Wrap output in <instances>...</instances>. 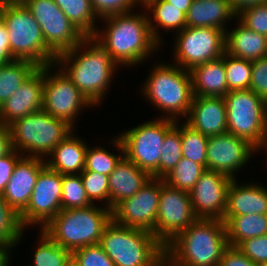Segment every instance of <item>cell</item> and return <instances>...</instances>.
<instances>
[{
	"label": "cell",
	"mask_w": 267,
	"mask_h": 266,
	"mask_svg": "<svg viewBox=\"0 0 267 266\" xmlns=\"http://www.w3.org/2000/svg\"><path fill=\"white\" fill-rule=\"evenodd\" d=\"M9 128L13 149L19 153L23 151L21 154L26 157L44 159L73 131L64 120L57 119L44 110L15 120Z\"/></svg>",
	"instance_id": "ba28073f"
},
{
	"label": "cell",
	"mask_w": 267,
	"mask_h": 266,
	"mask_svg": "<svg viewBox=\"0 0 267 266\" xmlns=\"http://www.w3.org/2000/svg\"><path fill=\"white\" fill-rule=\"evenodd\" d=\"M186 123L210 137L227 132L224 97L194 96Z\"/></svg>",
	"instance_id": "44dd1931"
},
{
	"label": "cell",
	"mask_w": 267,
	"mask_h": 266,
	"mask_svg": "<svg viewBox=\"0 0 267 266\" xmlns=\"http://www.w3.org/2000/svg\"><path fill=\"white\" fill-rule=\"evenodd\" d=\"M67 18L85 35L93 36L96 16L90 0H53Z\"/></svg>",
	"instance_id": "4dcf8cb0"
},
{
	"label": "cell",
	"mask_w": 267,
	"mask_h": 266,
	"mask_svg": "<svg viewBox=\"0 0 267 266\" xmlns=\"http://www.w3.org/2000/svg\"><path fill=\"white\" fill-rule=\"evenodd\" d=\"M24 228L19 215L4 201L0 194V243L9 246L19 244Z\"/></svg>",
	"instance_id": "f35d334b"
},
{
	"label": "cell",
	"mask_w": 267,
	"mask_h": 266,
	"mask_svg": "<svg viewBox=\"0 0 267 266\" xmlns=\"http://www.w3.org/2000/svg\"><path fill=\"white\" fill-rule=\"evenodd\" d=\"M12 246L0 243V266H9Z\"/></svg>",
	"instance_id": "816d5d0a"
},
{
	"label": "cell",
	"mask_w": 267,
	"mask_h": 266,
	"mask_svg": "<svg viewBox=\"0 0 267 266\" xmlns=\"http://www.w3.org/2000/svg\"><path fill=\"white\" fill-rule=\"evenodd\" d=\"M237 248L255 264L267 262V234L246 239Z\"/></svg>",
	"instance_id": "ee69618b"
},
{
	"label": "cell",
	"mask_w": 267,
	"mask_h": 266,
	"mask_svg": "<svg viewBox=\"0 0 267 266\" xmlns=\"http://www.w3.org/2000/svg\"><path fill=\"white\" fill-rule=\"evenodd\" d=\"M194 96L224 97L228 92L224 54L190 70Z\"/></svg>",
	"instance_id": "484cf974"
},
{
	"label": "cell",
	"mask_w": 267,
	"mask_h": 266,
	"mask_svg": "<svg viewBox=\"0 0 267 266\" xmlns=\"http://www.w3.org/2000/svg\"><path fill=\"white\" fill-rule=\"evenodd\" d=\"M62 174L45 165L39 172L30 201L19 215L22 227L43 229L61 210Z\"/></svg>",
	"instance_id": "9a60e30c"
},
{
	"label": "cell",
	"mask_w": 267,
	"mask_h": 266,
	"mask_svg": "<svg viewBox=\"0 0 267 266\" xmlns=\"http://www.w3.org/2000/svg\"><path fill=\"white\" fill-rule=\"evenodd\" d=\"M151 70L141 89L146 100L167 114L162 118L177 121L185 116L186 119L194 97L190 71L175 63L163 62H158Z\"/></svg>",
	"instance_id": "5b68a950"
},
{
	"label": "cell",
	"mask_w": 267,
	"mask_h": 266,
	"mask_svg": "<svg viewBox=\"0 0 267 266\" xmlns=\"http://www.w3.org/2000/svg\"><path fill=\"white\" fill-rule=\"evenodd\" d=\"M45 165L43 158L26 156L15 165L2 197L18 215L26 209L39 172Z\"/></svg>",
	"instance_id": "ffe728a7"
},
{
	"label": "cell",
	"mask_w": 267,
	"mask_h": 266,
	"mask_svg": "<svg viewBox=\"0 0 267 266\" xmlns=\"http://www.w3.org/2000/svg\"><path fill=\"white\" fill-rule=\"evenodd\" d=\"M25 6L40 25L45 43L56 55L74 48L85 37L53 0H29Z\"/></svg>",
	"instance_id": "4fadbf2b"
},
{
	"label": "cell",
	"mask_w": 267,
	"mask_h": 266,
	"mask_svg": "<svg viewBox=\"0 0 267 266\" xmlns=\"http://www.w3.org/2000/svg\"><path fill=\"white\" fill-rule=\"evenodd\" d=\"M232 179L227 191V207L223 216L226 224L233 216L248 214L267 215V188L262 184H237Z\"/></svg>",
	"instance_id": "7402d4cb"
},
{
	"label": "cell",
	"mask_w": 267,
	"mask_h": 266,
	"mask_svg": "<svg viewBox=\"0 0 267 266\" xmlns=\"http://www.w3.org/2000/svg\"><path fill=\"white\" fill-rule=\"evenodd\" d=\"M218 266H257V264L245 256L237 247L229 246L223 252Z\"/></svg>",
	"instance_id": "7dc6e473"
},
{
	"label": "cell",
	"mask_w": 267,
	"mask_h": 266,
	"mask_svg": "<svg viewBox=\"0 0 267 266\" xmlns=\"http://www.w3.org/2000/svg\"><path fill=\"white\" fill-rule=\"evenodd\" d=\"M23 157L21 153H18L13 149L9 154L0 158V194L5 191L7 183L9 182L15 165Z\"/></svg>",
	"instance_id": "bcb514c9"
},
{
	"label": "cell",
	"mask_w": 267,
	"mask_h": 266,
	"mask_svg": "<svg viewBox=\"0 0 267 266\" xmlns=\"http://www.w3.org/2000/svg\"><path fill=\"white\" fill-rule=\"evenodd\" d=\"M72 131L47 156L46 165L62 175L80 174L85 167V155L88 145ZM49 157V158H48ZM51 158V159H50Z\"/></svg>",
	"instance_id": "cb8c5ba5"
},
{
	"label": "cell",
	"mask_w": 267,
	"mask_h": 266,
	"mask_svg": "<svg viewBox=\"0 0 267 266\" xmlns=\"http://www.w3.org/2000/svg\"><path fill=\"white\" fill-rule=\"evenodd\" d=\"M225 73L228 90L250 89L252 61L224 53Z\"/></svg>",
	"instance_id": "d590c367"
},
{
	"label": "cell",
	"mask_w": 267,
	"mask_h": 266,
	"mask_svg": "<svg viewBox=\"0 0 267 266\" xmlns=\"http://www.w3.org/2000/svg\"><path fill=\"white\" fill-rule=\"evenodd\" d=\"M175 34L174 63L185 70L218 59L226 52V31L222 29L186 26Z\"/></svg>",
	"instance_id": "8fae6325"
},
{
	"label": "cell",
	"mask_w": 267,
	"mask_h": 266,
	"mask_svg": "<svg viewBox=\"0 0 267 266\" xmlns=\"http://www.w3.org/2000/svg\"><path fill=\"white\" fill-rule=\"evenodd\" d=\"M152 177L123 156L109 175V209L132 197Z\"/></svg>",
	"instance_id": "603a6c76"
},
{
	"label": "cell",
	"mask_w": 267,
	"mask_h": 266,
	"mask_svg": "<svg viewBox=\"0 0 267 266\" xmlns=\"http://www.w3.org/2000/svg\"><path fill=\"white\" fill-rule=\"evenodd\" d=\"M29 0H0V8L6 6L26 5Z\"/></svg>",
	"instance_id": "db71d44e"
},
{
	"label": "cell",
	"mask_w": 267,
	"mask_h": 266,
	"mask_svg": "<svg viewBox=\"0 0 267 266\" xmlns=\"http://www.w3.org/2000/svg\"><path fill=\"white\" fill-rule=\"evenodd\" d=\"M224 100L227 132L267 152V102L250 89L231 90Z\"/></svg>",
	"instance_id": "9c48e42d"
},
{
	"label": "cell",
	"mask_w": 267,
	"mask_h": 266,
	"mask_svg": "<svg viewBox=\"0 0 267 266\" xmlns=\"http://www.w3.org/2000/svg\"><path fill=\"white\" fill-rule=\"evenodd\" d=\"M234 17L236 19L237 15L229 0H193L186 15V26L213 27L227 31L226 21Z\"/></svg>",
	"instance_id": "d4e9b609"
},
{
	"label": "cell",
	"mask_w": 267,
	"mask_h": 266,
	"mask_svg": "<svg viewBox=\"0 0 267 266\" xmlns=\"http://www.w3.org/2000/svg\"><path fill=\"white\" fill-rule=\"evenodd\" d=\"M205 170L202 164L182 157L162 179L170 187L190 192Z\"/></svg>",
	"instance_id": "d6a6232c"
},
{
	"label": "cell",
	"mask_w": 267,
	"mask_h": 266,
	"mask_svg": "<svg viewBox=\"0 0 267 266\" xmlns=\"http://www.w3.org/2000/svg\"><path fill=\"white\" fill-rule=\"evenodd\" d=\"M92 8L98 18L114 14L129 13L137 4H141L142 0H90Z\"/></svg>",
	"instance_id": "7bdbcfd3"
},
{
	"label": "cell",
	"mask_w": 267,
	"mask_h": 266,
	"mask_svg": "<svg viewBox=\"0 0 267 266\" xmlns=\"http://www.w3.org/2000/svg\"><path fill=\"white\" fill-rule=\"evenodd\" d=\"M258 151L246 139L229 132L210 136L207 143V169L236 179L237 171L245 167L253 153Z\"/></svg>",
	"instance_id": "e0dca14e"
},
{
	"label": "cell",
	"mask_w": 267,
	"mask_h": 266,
	"mask_svg": "<svg viewBox=\"0 0 267 266\" xmlns=\"http://www.w3.org/2000/svg\"><path fill=\"white\" fill-rule=\"evenodd\" d=\"M113 139V146L117 147V151H121L119 155L110 153L104 147L96 146L94 148L87 147L85 155V167L86 171H94L100 174L110 175V173L115 169V166L124 156V149L122 142L118 136Z\"/></svg>",
	"instance_id": "1f68e13d"
},
{
	"label": "cell",
	"mask_w": 267,
	"mask_h": 266,
	"mask_svg": "<svg viewBox=\"0 0 267 266\" xmlns=\"http://www.w3.org/2000/svg\"><path fill=\"white\" fill-rule=\"evenodd\" d=\"M266 2L267 0H229L230 6L236 15L248 7L256 6Z\"/></svg>",
	"instance_id": "f907efd6"
},
{
	"label": "cell",
	"mask_w": 267,
	"mask_h": 266,
	"mask_svg": "<svg viewBox=\"0 0 267 266\" xmlns=\"http://www.w3.org/2000/svg\"><path fill=\"white\" fill-rule=\"evenodd\" d=\"M38 68L28 60H14L0 66V106Z\"/></svg>",
	"instance_id": "f546056e"
},
{
	"label": "cell",
	"mask_w": 267,
	"mask_h": 266,
	"mask_svg": "<svg viewBox=\"0 0 267 266\" xmlns=\"http://www.w3.org/2000/svg\"><path fill=\"white\" fill-rule=\"evenodd\" d=\"M180 126L182 157L202 164L207 169V136L192 128L186 122Z\"/></svg>",
	"instance_id": "e575fe53"
},
{
	"label": "cell",
	"mask_w": 267,
	"mask_h": 266,
	"mask_svg": "<svg viewBox=\"0 0 267 266\" xmlns=\"http://www.w3.org/2000/svg\"><path fill=\"white\" fill-rule=\"evenodd\" d=\"M54 67L60 68L93 106L101 104L119 68L93 36H85L77 46L58 54Z\"/></svg>",
	"instance_id": "6da1fadb"
},
{
	"label": "cell",
	"mask_w": 267,
	"mask_h": 266,
	"mask_svg": "<svg viewBox=\"0 0 267 266\" xmlns=\"http://www.w3.org/2000/svg\"><path fill=\"white\" fill-rule=\"evenodd\" d=\"M32 266H66L72 252L55 243L43 230H40Z\"/></svg>",
	"instance_id": "836d02e7"
},
{
	"label": "cell",
	"mask_w": 267,
	"mask_h": 266,
	"mask_svg": "<svg viewBox=\"0 0 267 266\" xmlns=\"http://www.w3.org/2000/svg\"><path fill=\"white\" fill-rule=\"evenodd\" d=\"M99 244L115 266L165 265V246L146 230L122 226L111 220Z\"/></svg>",
	"instance_id": "277c9868"
},
{
	"label": "cell",
	"mask_w": 267,
	"mask_h": 266,
	"mask_svg": "<svg viewBox=\"0 0 267 266\" xmlns=\"http://www.w3.org/2000/svg\"><path fill=\"white\" fill-rule=\"evenodd\" d=\"M229 247L221 219L197 218L165 246L167 266H218Z\"/></svg>",
	"instance_id": "3957f363"
},
{
	"label": "cell",
	"mask_w": 267,
	"mask_h": 266,
	"mask_svg": "<svg viewBox=\"0 0 267 266\" xmlns=\"http://www.w3.org/2000/svg\"><path fill=\"white\" fill-rule=\"evenodd\" d=\"M92 204L87 197L80 174L62 175V210L85 208Z\"/></svg>",
	"instance_id": "74e56055"
},
{
	"label": "cell",
	"mask_w": 267,
	"mask_h": 266,
	"mask_svg": "<svg viewBox=\"0 0 267 266\" xmlns=\"http://www.w3.org/2000/svg\"><path fill=\"white\" fill-rule=\"evenodd\" d=\"M145 8L148 15L149 27L152 37L160 44V34L158 28L165 30H176V33L182 31L186 27V14L175 8L166 0H142L141 6ZM153 18V20H152ZM155 20V21H154ZM156 22V24H155Z\"/></svg>",
	"instance_id": "83f0119b"
},
{
	"label": "cell",
	"mask_w": 267,
	"mask_h": 266,
	"mask_svg": "<svg viewBox=\"0 0 267 266\" xmlns=\"http://www.w3.org/2000/svg\"><path fill=\"white\" fill-rule=\"evenodd\" d=\"M43 67H38L0 106V124L9 126L15 120L43 110Z\"/></svg>",
	"instance_id": "d6986e66"
},
{
	"label": "cell",
	"mask_w": 267,
	"mask_h": 266,
	"mask_svg": "<svg viewBox=\"0 0 267 266\" xmlns=\"http://www.w3.org/2000/svg\"><path fill=\"white\" fill-rule=\"evenodd\" d=\"M175 120H149L118 135L124 156L153 178H159V159L165 135L174 127Z\"/></svg>",
	"instance_id": "30bf717a"
},
{
	"label": "cell",
	"mask_w": 267,
	"mask_h": 266,
	"mask_svg": "<svg viewBox=\"0 0 267 266\" xmlns=\"http://www.w3.org/2000/svg\"><path fill=\"white\" fill-rule=\"evenodd\" d=\"M161 178H151L137 193L111 210L112 220L122 226L151 232L155 236Z\"/></svg>",
	"instance_id": "2e32d148"
},
{
	"label": "cell",
	"mask_w": 267,
	"mask_h": 266,
	"mask_svg": "<svg viewBox=\"0 0 267 266\" xmlns=\"http://www.w3.org/2000/svg\"><path fill=\"white\" fill-rule=\"evenodd\" d=\"M231 181L226 174L206 169L189 192L194 215L197 218L222 220Z\"/></svg>",
	"instance_id": "ac0fdd59"
},
{
	"label": "cell",
	"mask_w": 267,
	"mask_h": 266,
	"mask_svg": "<svg viewBox=\"0 0 267 266\" xmlns=\"http://www.w3.org/2000/svg\"><path fill=\"white\" fill-rule=\"evenodd\" d=\"M175 121L174 127L165 135L159 159V178L168 174L182 158V140L180 126Z\"/></svg>",
	"instance_id": "8d00e7d4"
},
{
	"label": "cell",
	"mask_w": 267,
	"mask_h": 266,
	"mask_svg": "<svg viewBox=\"0 0 267 266\" xmlns=\"http://www.w3.org/2000/svg\"><path fill=\"white\" fill-rule=\"evenodd\" d=\"M66 266H81L73 257L67 262Z\"/></svg>",
	"instance_id": "11a10c76"
},
{
	"label": "cell",
	"mask_w": 267,
	"mask_h": 266,
	"mask_svg": "<svg viewBox=\"0 0 267 266\" xmlns=\"http://www.w3.org/2000/svg\"><path fill=\"white\" fill-rule=\"evenodd\" d=\"M239 21L252 31L267 36V2L248 7L237 14Z\"/></svg>",
	"instance_id": "60d3db41"
},
{
	"label": "cell",
	"mask_w": 267,
	"mask_h": 266,
	"mask_svg": "<svg viewBox=\"0 0 267 266\" xmlns=\"http://www.w3.org/2000/svg\"><path fill=\"white\" fill-rule=\"evenodd\" d=\"M175 8H178L181 12H184L186 15L188 13L189 7L191 6L193 0H166Z\"/></svg>",
	"instance_id": "f5cc1de1"
},
{
	"label": "cell",
	"mask_w": 267,
	"mask_h": 266,
	"mask_svg": "<svg viewBox=\"0 0 267 266\" xmlns=\"http://www.w3.org/2000/svg\"><path fill=\"white\" fill-rule=\"evenodd\" d=\"M0 19L16 60H28L38 67L55 64L57 55L45 43L40 25L25 5L1 7Z\"/></svg>",
	"instance_id": "52a82bcc"
},
{
	"label": "cell",
	"mask_w": 267,
	"mask_h": 266,
	"mask_svg": "<svg viewBox=\"0 0 267 266\" xmlns=\"http://www.w3.org/2000/svg\"><path fill=\"white\" fill-rule=\"evenodd\" d=\"M16 60L10 50L9 36L3 21L0 19V66Z\"/></svg>",
	"instance_id": "c3c4849f"
},
{
	"label": "cell",
	"mask_w": 267,
	"mask_h": 266,
	"mask_svg": "<svg viewBox=\"0 0 267 266\" xmlns=\"http://www.w3.org/2000/svg\"><path fill=\"white\" fill-rule=\"evenodd\" d=\"M101 20L106 22V29L103 32L97 29L93 37L120 66L142 64L161 45L152 37L148 15L144 12L114 14Z\"/></svg>",
	"instance_id": "7a4b0ae2"
},
{
	"label": "cell",
	"mask_w": 267,
	"mask_h": 266,
	"mask_svg": "<svg viewBox=\"0 0 267 266\" xmlns=\"http://www.w3.org/2000/svg\"><path fill=\"white\" fill-rule=\"evenodd\" d=\"M13 150L11 131L9 126L0 124V158Z\"/></svg>",
	"instance_id": "681fc988"
},
{
	"label": "cell",
	"mask_w": 267,
	"mask_h": 266,
	"mask_svg": "<svg viewBox=\"0 0 267 266\" xmlns=\"http://www.w3.org/2000/svg\"><path fill=\"white\" fill-rule=\"evenodd\" d=\"M228 244L237 247L242 241L267 234V215L233 216L226 223Z\"/></svg>",
	"instance_id": "f1b7e54d"
},
{
	"label": "cell",
	"mask_w": 267,
	"mask_h": 266,
	"mask_svg": "<svg viewBox=\"0 0 267 266\" xmlns=\"http://www.w3.org/2000/svg\"><path fill=\"white\" fill-rule=\"evenodd\" d=\"M112 220L108 207L92 204L61 210L42 230L58 245L71 252L100 243L105 226Z\"/></svg>",
	"instance_id": "8992f818"
},
{
	"label": "cell",
	"mask_w": 267,
	"mask_h": 266,
	"mask_svg": "<svg viewBox=\"0 0 267 266\" xmlns=\"http://www.w3.org/2000/svg\"><path fill=\"white\" fill-rule=\"evenodd\" d=\"M226 52L244 60H258L267 56V36L258 34L243 25L226 31Z\"/></svg>",
	"instance_id": "4316f807"
},
{
	"label": "cell",
	"mask_w": 267,
	"mask_h": 266,
	"mask_svg": "<svg viewBox=\"0 0 267 266\" xmlns=\"http://www.w3.org/2000/svg\"><path fill=\"white\" fill-rule=\"evenodd\" d=\"M196 219L192 210L190 193L170 187L161 179L155 237L166 246Z\"/></svg>",
	"instance_id": "5bb4252c"
},
{
	"label": "cell",
	"mask_w": 267,
	"mask_h": 266,
	"mask_svg": "<svg viewBox=\"0 0 267 266\" xmlns=\"http://www.w3.org/2000/svg\"><path fill=\"white\" fill-rule=\"evenodd\" d=\"M80 176L89 200L93 204L96 200H103L109 208V176L86 170H83Z\"/></svg>",
	"instance_id": "ab89813d"
},
{
	"label": "cell",
	"mask_w": 267,
	"mask_h": 266,
	"mask_svg": "<svg viewBox=\"0 0 267 266\" xmlns=\"http://www.w3.org/2000/svg\"><path fill=\"white\" fill-rule=\"evenodd\" d=\"M250 90L267 102V56L252 61Z\"/></svg>",
	"instance_id": "f6af8a7d"
},
{
	"label": "cell",
	"mask_w": 267,
	"mask_h": 266,
	"mask_svg": "<svg viewBox=\"0 0 267 266\" xmlns=\"http://www.w3.org/2000/svg\"><path fill=\"white\" fill-rule=\"evenodd\" d=\"M53 67L54 64L43 66V110L57 119L64 120L74 129L76 115L84 107H92V104L61 69L52 71Z\"/></svg>",
	"instance_id": "7c38bea8"
},
{
	"label": "cell",
	"mask_w": 267,
	"mask_h": 266,
	"mask_svg": "<svg viewBox=\"0 0 267 266\" xmlns=\"http://www.w3.org/2000/svg\"><path fill=\"white\" fill-rule=\"evenodd\" d=\"M257 266H267V262H265V263H259V264H257Z\"/></svg>",
	"instance_id": "9f6ffc18"
},
{
	"label": "cell",
	"mask_w": 267,
	"mask_h": 266,
	"mask_svg": "<svg viewBox=\"0 0 267 266\" xmlns=\"http://www.w3.org/2000/svg\"><path fill=\"white\" fill-rule=\"evenodd\" d=\"M72 257L81 266H115L99 243L76 249Z\"/></svg>",
	"instance_id": "b9f144b4"
}]
</instances>
